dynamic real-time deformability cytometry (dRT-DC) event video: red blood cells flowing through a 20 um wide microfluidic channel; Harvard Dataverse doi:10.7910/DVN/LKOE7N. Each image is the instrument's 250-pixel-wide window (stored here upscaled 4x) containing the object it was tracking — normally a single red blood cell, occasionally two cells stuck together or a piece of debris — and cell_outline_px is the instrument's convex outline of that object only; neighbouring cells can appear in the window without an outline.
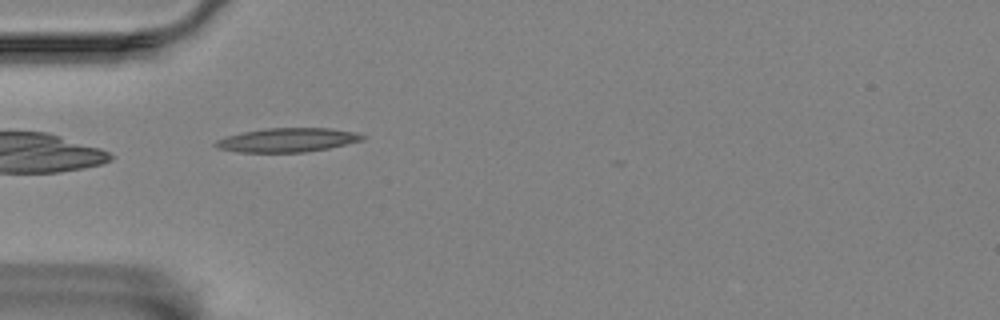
{"species": "Egyptian fruit bat (a non-hibernating species)", "species_latin": "Rousettus aegyptiacus", "temperature_condition": "room temperature", "stored_images_in_passage": 30, "camera_frame_rate_fps": 3000, "um_per_image_px": 0.085, "animal": {"sex": "female"}, "frame": {"image": 1, "passage_image": 1, "time_ms": 0.0, "image_size_px": [1000, 320], "cell_outline_px": [[368, 136], [364, 140], [328, 148], [304, 152], [236, 152], [216, 148], [212, 144], [216, 140], [224, 136], [244, 132], [268, 128], [332, 128], [356, 132]], "centroid_in_image_um": [24.42, 11.9], "position_along_channel_um": 60.6, "area_um2": 20.69}}
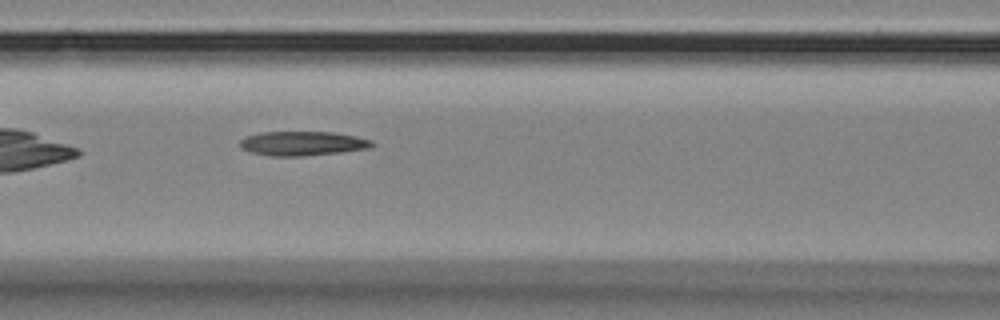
{"frame": {"image": 2, "passage_image": 8, "time_ms": 2.333, "image_size_px": [1000, 320], "cell_outline_px": [[376, 144], [372, 148], [340, 152], [300, 156], [272, 156], [252, 152], [240, 148], [240, 140], [244, 136], [260, 132], [332, 132], [356, 136], [372, 140]], "centroid_in_image_um": [25.73, 12.18], "position_along_channel_um": 140.9, "area_um2": 18.79}}
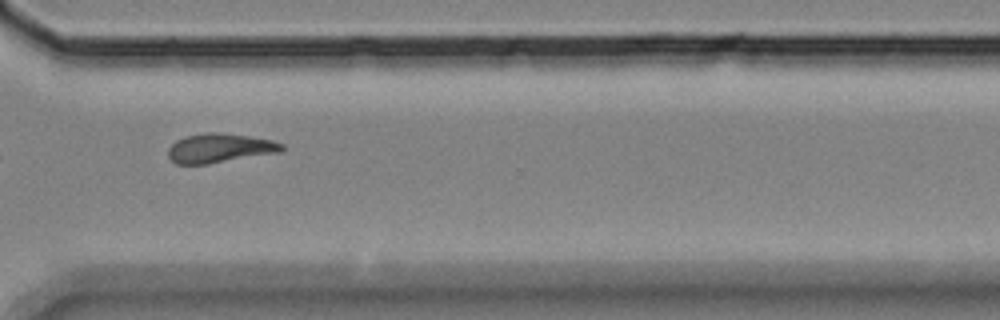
{"frame": {"image": 3, "passage_image": 26, "time_ms": 8.333, "image_size_px": [1000, 320], "cell_outline_px": [[284, 148], [280, 152], [208, 164], [176, 164], [168, 156], [168, 148], [176, 140], [184, 136], [204, 132], [220, 132], [248, 136], [272, 140], [284, 144]], "centroid_in_image_um": [18.66, 12.58], "position_along_channel_um": 351.9, "area_um2": 19.42}}